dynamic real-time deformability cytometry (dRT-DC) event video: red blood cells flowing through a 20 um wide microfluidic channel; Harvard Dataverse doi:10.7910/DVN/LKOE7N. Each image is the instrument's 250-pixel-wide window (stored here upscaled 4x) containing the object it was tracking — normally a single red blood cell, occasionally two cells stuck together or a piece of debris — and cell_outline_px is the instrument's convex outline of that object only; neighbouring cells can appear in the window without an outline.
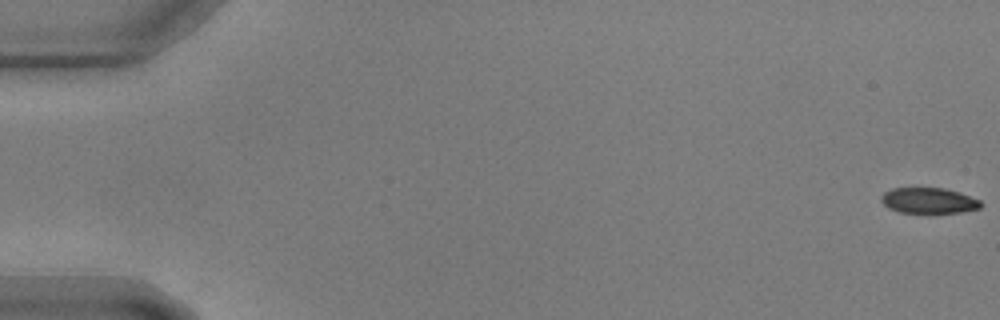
{"species": "common noctule bat (a hibernating species)", "species_latin": "Nyctalus noctula", "temperature_condition": "warm", "stored_images_in_passage": 19, "camera_frame_rate_fps": 3000, "um_per_image_px": 0.085, "animal": {"sex": "male", "body_mass_g": 17.9, "forearm_length_mm": 54.2}, "frame": {"image": 1, "passage_image": 1, "time_ms": 0.0, "image_size_px": [1000, 320], "cell_outline_px": [[984, 204], [980, 208], [960, 212], [900, 212], [888, 208], [880, 200], [880, 196], [884, 192], [892, 188], [944, 188], [960, 192], [980, 200]], "centroid_in_image_um": [78.94, 17.03], "position_along_channel_um": 6.1, "area_um2": 14.85}}
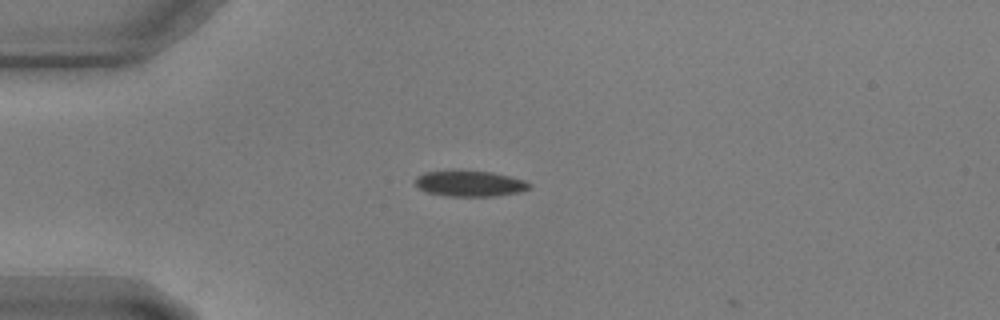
{"frame": {"image": 2, "passage_image": 16, "time_ms": 5.0, "image_size_px": [1000, 320], "cell_outline_px": [[532, 188], [520, 192], [496, 196], [448, 196], [428, 192], [420, 188], [416, 184], [416, 176], [424, 172], [492, 172], [512, 176], [524, 180], [532, 184]], "centroid_in_image_um": [40.02, 15.62], "position_along_channel_um": 45.0, "area_um2": 16.82}}